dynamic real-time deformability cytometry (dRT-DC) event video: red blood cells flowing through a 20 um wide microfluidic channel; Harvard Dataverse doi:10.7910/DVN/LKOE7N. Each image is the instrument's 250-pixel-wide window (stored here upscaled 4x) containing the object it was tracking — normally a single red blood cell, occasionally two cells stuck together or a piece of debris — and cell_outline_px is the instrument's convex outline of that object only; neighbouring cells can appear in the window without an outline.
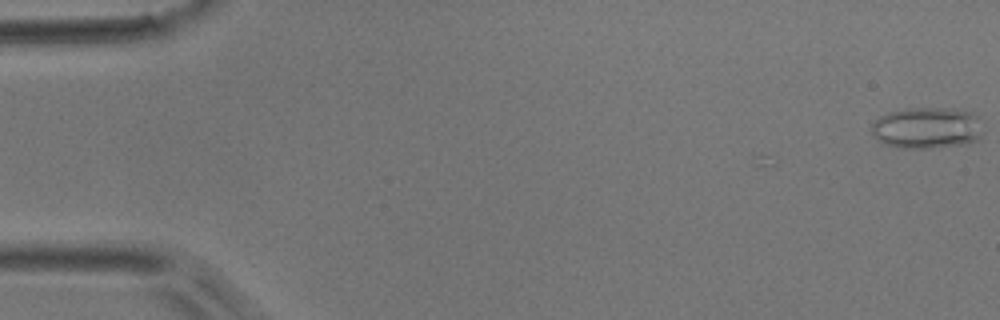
{"species": "common noctule bat (a hibernating species)", "species_latin": "Nyctalus noctula", "temperature_condition": "room temperature", "stored_images_in_passage": 4, "camera_frame_rate_fps": 3000, "um_per_image_px": 0.085, "animal": {"sex": "male", "body_mass_g": 17.9}, "frame": {"image": 1, "passage_image": 1, "time_ms": 0.0, "image_size_px": [1000, 320], "cell_outline_px": [[980, 140], [968, 144], [932, 148], [896, 148], [884, 144], [872, 136], [872, 124], [880, 116], [888, 112], [912, 108], [956, 108], [972, 112], [976, 116], [980, 132]], "centroid_in_image_um": [78.77, 10.89], "position_along_channel_um": 6.2, "area_um2": 27.05}}